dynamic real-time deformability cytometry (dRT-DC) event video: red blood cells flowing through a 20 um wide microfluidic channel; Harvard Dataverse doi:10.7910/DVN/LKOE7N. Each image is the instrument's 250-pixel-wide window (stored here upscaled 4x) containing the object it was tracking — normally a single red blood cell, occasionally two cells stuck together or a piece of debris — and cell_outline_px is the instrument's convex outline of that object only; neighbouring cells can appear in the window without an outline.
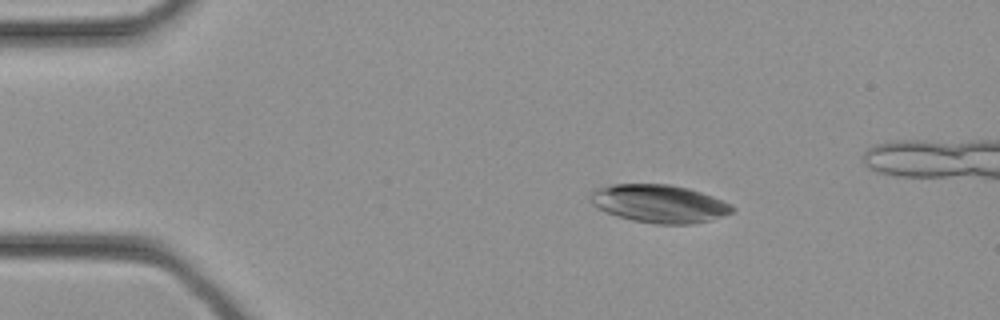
{"species": "common noctule bat (a hibernating species)", "species_latin": "Nyctalus noctula", "temperature_condition": "cold", "stored_images_in_passage": 30, "camera_frame_rate_fps": 3000, "um_per_image_px": 0.085, "animal": {"sex": "female", "body_mass_g": 21.9}, "frame": {"image": 1, "passage_image": 1, "time_ms": 0.0, "image_size_px": [1000, 320], "cell_outline_px": [[736, 208], [732, 212], [724, 216], [692, 224], [656, 224], [632, 220], [616, 216], [596, 208], [592, 204], [588, 196], [596, 188], [612, 184], [668, 184], [688, 188], [712, 196], [732, 204]], "centroid_in_image_um": [56.01, 17.31], "position_along_channel_um": 29.0, "area_um2": 31.56}}
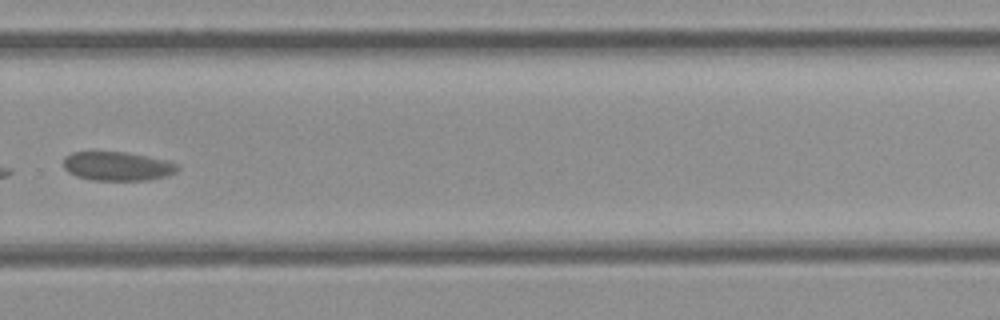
{"frame": {"image": 2, "passage_image": 19, "time_ms": 6.0, "image_size_px": [1000, 320], "cell_outline_px": [[180, 168], [176, 172], [164, 176], [148, 180], [92, 180], [76, 176], [68, 172], [64, 168], [64, 156], [72, 152], [128, 152], [164, 160], [176, 164]], "centroid_in_image_um": [9.94, 14.12], "position_along_channel_um": 319.9, "area_um2": 19.13}}
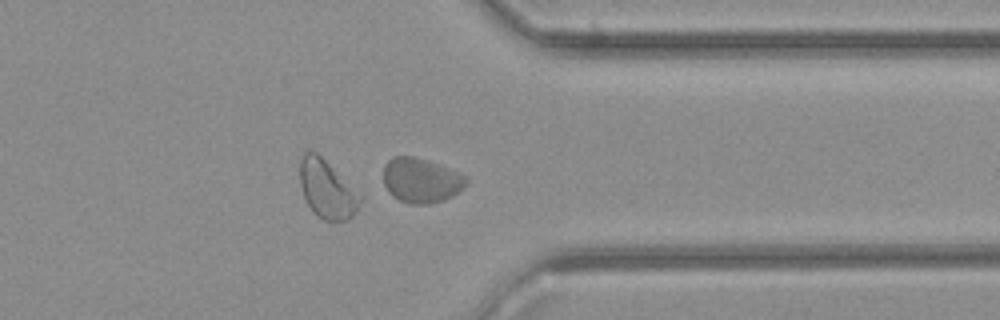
{"frame": {"image": 3, "passage_image": 22, "time_ms": 7.0, "image_size_px": [1000, 320], "cell_outline_px": [[468, 180], [452, 196], [444, 200], [428, 204], [408, 204], [392, 196], [388, 192], [384, 184], [384, 164], [392, 156], [412, 156], [428, 160], [460, 172], [468, 176]], "centroid_in_image_um": [35.77, 15.32], "position_along_channel_um": 375.6, "area_um2": 21.68}}